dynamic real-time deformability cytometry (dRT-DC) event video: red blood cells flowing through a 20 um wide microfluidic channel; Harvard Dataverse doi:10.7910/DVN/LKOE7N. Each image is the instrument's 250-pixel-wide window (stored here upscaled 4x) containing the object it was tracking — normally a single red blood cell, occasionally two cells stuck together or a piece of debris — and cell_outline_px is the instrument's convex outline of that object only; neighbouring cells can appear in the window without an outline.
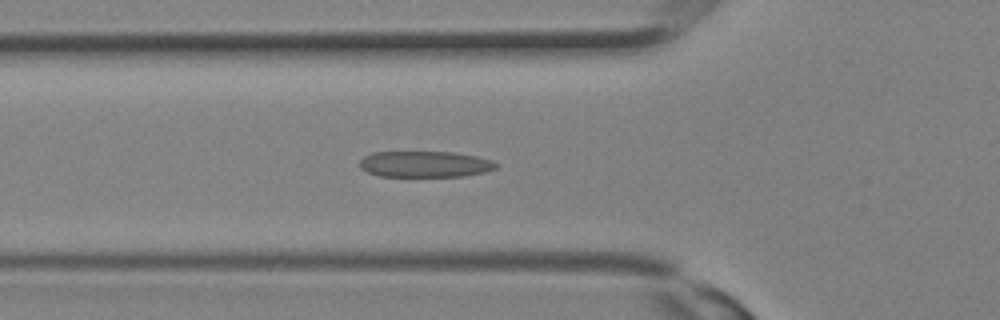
{"species": "Egyptian fruit bat (a non-hibernating species)", "species_latin": "Rousettus aegyptiacus", "temperature_condition": "room temperature", "stored_images_in_passage": 15, "camera_frame_rate_fps": 3000, "um_per_image_px": 0.085, "animal": {"sex": "female"}, "frame": {"image": 1, "passage_image": 11, "time_ms": 3.333, "image_size_px": [1000, 320], "cell_outline_px": [[500, 164], [496, 168], [484, 172], [464, 176], [380, 176], [368, 172], [360, 168], [360, 160], [364, 156], [372, 152], [452, 152], [476, 156], [492, 160]], "centroid_in_image_um": [36.13, 13.95], "position_along_channel_um": 89.7, "area_um2": 20.75}}
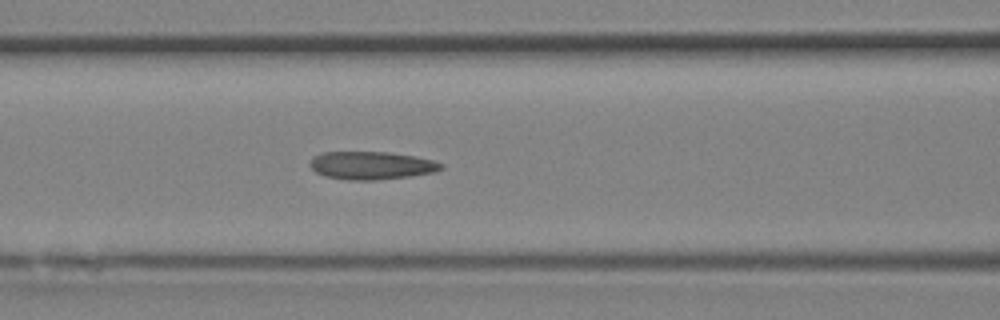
{"frame": {"image": 2, "passage_image": 13, "time_ms": 4.0, "image_size_px": [1000, 320], "cell_outline_px": [[444, 168], [432, 172], [408, 176], [372, 180], [348, 180], [324, 176], [316, 172], [308, 164], [312, 156], [320, 152], [388, 152], [412, 156], [432, 160], [444, 164]], "centroid_in_image_um": [31.5, 14.05], "position_along_channel_um": 135.1, "area_um2": 21.27}}
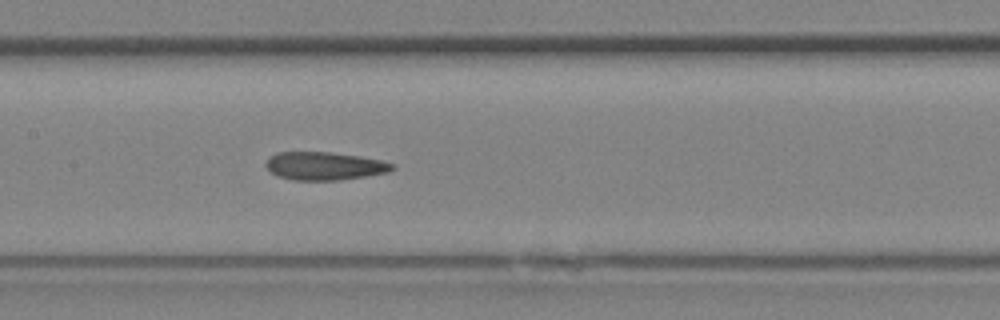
{"frame": {"image": 3, "passage_image": 15, "time_ms": 4.667, "image_size_px": [1000, 320], "cell_outline_px": [[396, 168], [388, 172], [364, 176], [336, 180], [292, 180], [276, 176], [264, 164], [268, 156], [276, 152], [328, 152], [360, 156], [380, 160], [392, 164]], "centroid_in_image_um": [27.52, 14.1], "position_along_channel_um": 179.9, "area_um2": 20.63}}